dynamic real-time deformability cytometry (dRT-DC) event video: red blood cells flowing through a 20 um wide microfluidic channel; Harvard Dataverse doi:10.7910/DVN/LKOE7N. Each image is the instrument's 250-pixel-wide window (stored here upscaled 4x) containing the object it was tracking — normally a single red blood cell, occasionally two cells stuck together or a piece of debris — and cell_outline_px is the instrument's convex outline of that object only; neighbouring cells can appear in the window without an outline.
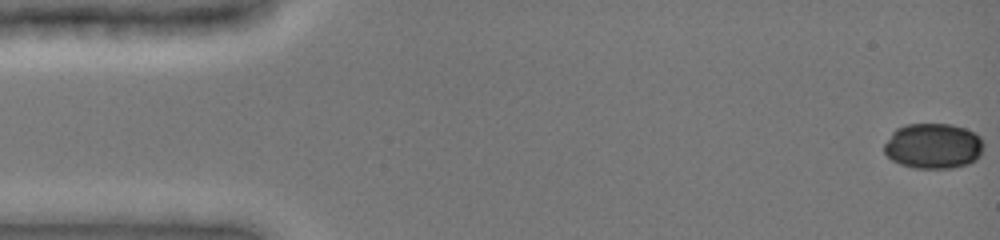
{"species": "common noctule bat (a hibernating species)", "species_latin": "Nyctalus noctula", "temperature_condition": "cold", "stored_images_in_passage": 49, "camera_frame_rate_fps": 3000, "um_per_image_px": 0.085, "animal": {"sex": "female", "body_mass_g": 19.0, "forearm_length_mm": 51.5}, "frame": {"image": 1, "passage_image": 1, "time_ms": 0.0, "image_size_px": [1000, 240], "cell_outline_px": [[984, 148], [980, 156], [976, 160], [968, 164], [952, 168], [912, 168], [900, 164], [892, 160], [884, 152], [884, 144], [892, 132], [896, 128], [904, 124], [952, 124], [964, 128], [980, 136], [984, 144]], "centroid_in_image_um": [79.33, 12.41], "position_along_channel_um": 5.7, "area_um2": 26.59}}
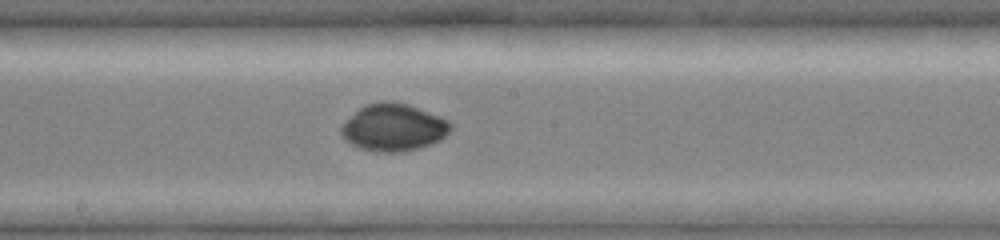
{"frame": {"image": 2, "passage_image": 27, "time_ms": 8.667, "image_size_px": [1000, 240], "cell_outline_px": [[452, 128], [440, 140], [420, 148], [404, 152], [380, 152], [360, 148], [352, 144], [340, 132], [340, 128], [364, 104], [384, 100], [408, 104], [440, 116], [448, 120], [452, 124]], "centroid_in_image_um": [33.49, 10.83], "position_along_channel_um": 214.7, "area_um2": 29.88}}
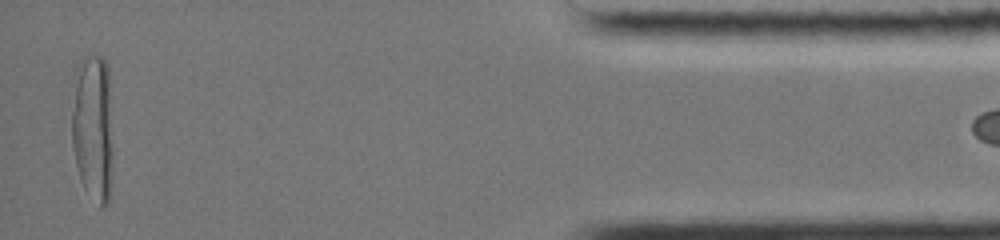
{"frame": {"image": 3, "passage_image": 48, "time_ms": 15.667, "image_size_px": [1000, 240], "cell_outline_px": [[112, 172], [108, 204], [104, 208], [100, 208], [84, 188], [80, 180], [72, 148], [72, 112], [80, 60], [84, 56], [100, 56], [104, 60], [108, 68], [112, 148]], "centroid_in_image_um": [7.91, 10.96], "position_along_channel_um": 427.3, "area_um2": 35.32}}